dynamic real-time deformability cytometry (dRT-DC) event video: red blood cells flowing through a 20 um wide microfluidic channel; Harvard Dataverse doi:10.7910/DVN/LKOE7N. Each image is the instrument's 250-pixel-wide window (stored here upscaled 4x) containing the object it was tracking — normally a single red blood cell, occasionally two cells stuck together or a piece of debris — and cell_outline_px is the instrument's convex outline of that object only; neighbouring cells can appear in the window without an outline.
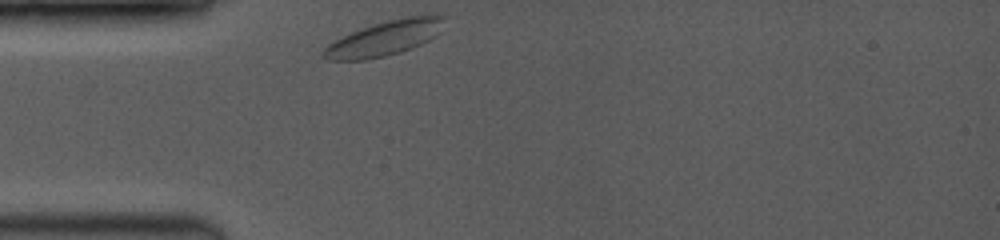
{"species": "common noctule bat (a hibernating species)", "species_latin": "Nyctalus noctula", "temperature_condition": "room temperature", "stored_images_in_passage": 20, "camera_frame_rate_fps": 3500, "um_per_image_px": 0.085, "animal": {"sex": "female", "body_mass_g": 19.0, "forearm_length_mm": 53.3}, "frame": {"image": 1, "passage_image": 1, "time_ms": 0.0, "image_size_px": [1000, 240], "cell_outline_px": [[448, 16], [440, 32], [436, 36], [412, 48], [400, 52], [384, 56], [364, 60], [328, 60], [320, 56], [320, 52], [328, 44], [360, 28], [388, 20], [408, 16], [432, 12]], "centroid_in_image_um": [32.77, 3.21], "position_along_channel_um": 52.2, "area_um2": 24.97}}
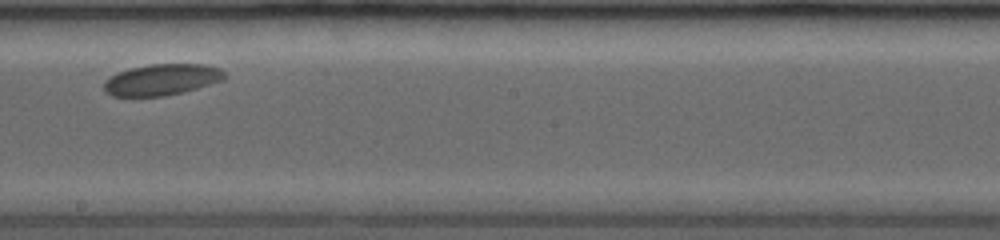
{"frame": {"image": 2, "passage_image": 10, "time_ms": 5.143, "image_size_px": [1000, 240], "cell_outline_px": [[224, 80], [196, 88], [164, 96], [112, 96], [104, 92], [104, 80], [116, 72], [128, 68], [152, 64], [208, 64], [220, 68], [224, 72]], "centroid_in_image_um": [13.71, 6.76], "position_along_channel_um": 234.5, "area_um2": 22.02}}
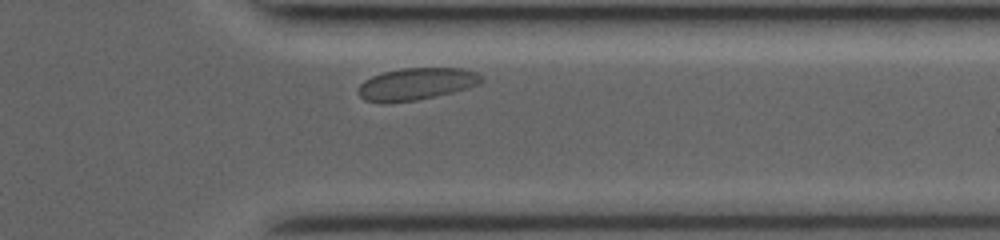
{"frame": {"image": 3, "passage_image": 18, "time_ms": 8.857, "image_size_px": [1000, 240], "cell_outline_px": [[484, 80], [480, 84], [468, 88], [452, 92], [416, 100], [364, 100], [356, 92], [360, 84], [364, 80], [372, 76], [384, 72], [400, 68], [464, 68], [476, 72], [484, 76]], "centroid_in_image_um": [35.46, 7.09], "position_along_channel_um": 375.9, "area_um2": 22.6}, "authors_computed_cell_mechanics": {"area_um2": 22.3686, "velocity_mm_per_s": 3.7451, "shape_relaxation_time_tau1_ms": 1.3022, "shape_relaxation_time_tau2_ms": null, "deformation_change_tau1": 0.0302, "deformation_change_tau2": null}}